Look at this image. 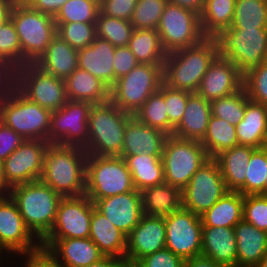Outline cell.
Masks as SVG:
<instances>
[{
    "label": "cell",
    "instance_id": "cell-30",
    "mask_svg": "<svg viewBox=\"0 0 267 267\" xmlns=\"http://www.w3.org/2000/svg\"><path fill=\"white\" fill-rule=\"evenodd\" d=\"M35 65L56 78L66 80L78 68V50L56 35Z\"/></svg>",
    "mask_w": 267,
    "mask_h": 267
},
{
    "label": "cell",
    "instance_id": "cell-26",
    "mask_svg": "<svg viewBox=\"0 0 267 267\" xmlns=\"http://www.w3.org/2000/svg\"><path fill=\"white\" fill-rule=\"evenodd\" d=\"M237 266L256 267L267 253V232L242 219L235 227Z\"/></svg>",
    "mask_w": 267,
    "mask_h": 267
},
{
    "label": "cell",
    "instance_id": "cell-36",
    "mask_svg": "<svg viewBox=\"0 0 267 267\" xmlns=\"http://www.w3.org/2000/svg\"><path fill=\"white\" fill-rule=\"evenodd\" d=\"M128 47L140 64L163 65L166 59L157 30L134 29Z\"/></svg>",
    "mask_w": 267,
    "mask_h": 267
},
{
    "label": "cell",
    "instance_id": "cell-56",
    "mask_svg": "<svg viewBox=\"0 0 267 267\" xmlns=\"http://www.w3.org/2000/svg\"><path fill=\"white\" fill-rule=\"evenodd\" d=\"M23 255L28 259L25 267H64L47 249L42 247Z\"/></svg>",
    "mask_w": 267,
    "mask_h": 267
},
{
    "label": "cell",
    "instance_id": "cell-39",
    "mask_svg": "<svg viewBox=\"0 0 267 267\" xmlns=\"http://www.w3.org/2000/svg\"><path fill=\"white\" fill-rule=\"evenodd\" d=\"M133 116L145 125L173 135L175 127L169 122L164 101V83L161 84L159 91L149 96Z\"/></svg>",
    "mask_w": 267,
    "mask_h": 267
},
{
    "label": "cell",
    "instance_id": "cell-49",
    "mask_svg": "<svg viewBox=\"0 0 267 267\" xmlns=\"http://www.w3.org/2000/svg\"><path fill=\"white\" fill-rule=\"evenodd\" d=\"M243 219L267 232V194L244 196Z\"/></svg>",
    "mask_w": 267,
    "mask_h": 267
},
{
    "label": "cell",
    "instance_id": "cell-31",
    "mask_svg": "<svg viewBox=\"0 0 267 267\" xmlns=\"http://www.w3.org/2000/svg\"><path fill=\"white\" fill-rule=\"evenodd\" d=\"M68 100L102 104L110 101V88L79 67L65 80Z\"/></svg>",
    "mask_w": 267,
    "mask_h": 267
},
{
    "label": "cell",
    "instance_id": "cell-57",
    "mask_svg": "<svg viewBox=\"0 0 267 267\" xmlns=\"http://www.w3.org/2000/svg\"><path fill=\"white\" fill-rule=\"evenodd\" d=\"M66 1L67 0H34L30 6L42 13L55 16Z\"/></svg>",
    "mask_w": 267,
    "mask_h": 267
},
{
    "label": "cell",
    "instance_id": "cell-59",
    "mask_svg": "<svg viewBox=\"0 0 267 267\" xmlns=\"http://www.w3.org/2000/svg\"><path fill=\"white\" fill-rule=\"evenodd\" d=\"M167 2L179 5L185 9L197 13L199 16L202 13L204 0H167Z\"/></svg>",
    "mask_w": 267,
    "mask_h": 267
},
{
    "label": "cell",
    "instance_id": "cell-58",
    "mask_svg": "<svg viewBox=\"0 0 267 267\" xmlns=\"http://www.w3.org/2000/svg\"><path fill=\"white\" fill-rule=\"evenodd\" d=\"M182 267H224V266L216 263L214 260L210 258L200 255L184 260Z\"/></svg>",
    "mask_w": 267,
    "mask_h": 267
},
{
    "label": "cell",
    "instance_id": "cell-45",
    "mask_svg": "<svg viewBox=\"0 0 267 267\" xmlns=\"http://www.w3.org/2000/svg\"><path fill=\"white\" fill-rule=\"evenodd\" d=\"M57 35L77 50L92 44L96 36L95 23H56Z\"/></svg>",
    "mask_w": 267,
    "mask_h": 267
},
{
    "label": "cell",
    "instance_id": "cell-48",
    "mask_svg": "<svg viewBox=\"0 0 267 267\" xmlns=\"http://www.w3.org/2000/svg\"><path fill=\"white\" fill-rule=\"evenodd\" d=\"M243 87L251 101L267 106V60L243 75Z\"/></svg>",
    "mask_w": 267,
    "mask_h": 267
},
{
    "label": "cell",
    "instance_id": "cell-42",
    "mask_svg": "<svg viewBox=\"0 0 267 267\" xmlns=\"http://www.w3.org/2000/svg\"><path fill=\"white\" fill-rule=\"evenodd\" d=\"M100 0H67L54 16L55 23H95Z\"/></svg>",
    "mask_w": 267,
    "mask_h": 267
},
{
    "label": "cell",
    "instance_id": "cell-1",
    "mask_svg": "<svg viewBox=\"0 0 267 267\" xmlns=\"http://www.w3.org/2000/svg\"><path fill=\"white\" fill-rule=\"evenodd\" d=\"M87 156L82 147L49 144L40 180L62 197L84 195Z\"/></svg>",
    "mask_w": 267,
    "mask_h": 267
},
{
    "label": "cell",
    "instance_id": "cell-16",
    "mask_svg": "<svg viewBox=\"0 0 267 267\" xmlns=\"http://www.w3.org/2000/svg\"><path fill=\"white\" fill-rule=\"evenodd\" d=\"M93 202L88 196L62 197L55 222L43 239L89 238Z\"/></svg>",
    "mask_w": 267,
    "mask_h": 267
},
{
    "label": "cell",
    "instance_id": "cell-32",
    "mask_svg": "<svg viewBox=\"0 0 267 267\" xmlns=\"http://www.w3.org/2000/svg\"><path fill=\"white\" fill-rule=\"evenodd\" d=\"M239 145L254 148L267 146V106L249 100L245 115L236 125Z\"/></svg>",
    "mask_w": 267,
    "mask_h": 267
},
{
    "label": "cell",
    "instance_id": "cell-14",
    "mask_svg": "<svg viewBox=\"0 0 267 267\" xmlns=\"http://www.w3.org/2000/svg\"><path fill=\"white\" fill-rule=\"evenodd\" d=\"M18 90L51 111L59 110L68 101L65 80L42 71L35 64H25L18 69Z\"/></svg>",
    "mask_w": 267,
    "mask_h": 267
},
{
    "label": "cell",
    "instance_id": "cell-24",
    "mask_svg": "<svg viewBox=\"0 0 267 267\" xmlns=\"http://www.w3.org/2000/svg\"><path fill=\"white\" fill-rule=\"evenodd\" d=\"M111 43L96 37L91 45L78 50V67L104 82L110 89L114 85V52Z\"/></svg>",
    "mask_w": 267,
    "mask_h": 267
},
{
    "label": "cell",
    "instance_id": "cell-29",
    "mask_svg": "<svg viewBox=\"0 0 267 267\" xmlns=\"http://www.w3.org/2000/svg\"><path fill=\"white\" fill-rule=\"evenodd\" d=\"M89 238L99 247L104 256L125 260L127 235L99 212L94 203Z\"/></svg>",
    "mask_w": 267,
    "mask_h": 267
},
{
    "label": "cell",
    "instance_id": "cell-38",
    "mask_svg": "<svg viewBox=\"0 0 267 267\" xmlns=\"http://www.w3.org/2000/svg\"><path fill=\"white\" fill-rule=\"evenodd\" d=\"M210 158L239 145L236 126L226 120L210 116L204 138L200 141Z\"/></svg>",
    "mask_w": 267,
    "mask_h": 267
},
{
    "label": "cell",
    "instance_id": "cell-63",
    "mask_svg": "<svg viewBox=\"0 0 267 267\" xmlns=\"http://www.w3.org/2000/svg\"><path fill=\"white\" fill-rule=\"evenodd\" d=\"M34 0H14L15 5H31Z\"/></svg>",
    "mask_w": 267,
    "mask_h": 267
},
{
    "label": "cell",
    "instance_id": "cell-43",
    "mask_svg": "<svg viewBox=\"0 0 267 267\" xmlns=\"http://www.w3.org/2000/svg\"><path fill=\"white\" fill-rule=\"evenodd\" d=\"M249 100L245 88L242 87L234 94L212 101V115L236 126L243 119Z\"/></svg>",
    "mask_w": 267,
    "mask_h": 267
},
{
    "label": "cell",
    "instance_id": "cell-53",
    "mask_svg": "<svg viewBox=\"0 0 267 267\" xmlns=\"http://www.w3.org/2000/svg\"><path fill=\"white\" fill-rule=\"evenodd\" d=\"M18 69L14 63L0 60V100L18 90Z\"/></svg>",
    "mask_w": 267,
    "mask_h": 267
},
{
    "label": "cell",
    "instance_id": "cell-17",
    "mask_svg": "<svg viewBox=\"0 0 267 267\" xmlns=\"http://www.w3.org/2000/svg\"><path fill=\"white\" fill-rule=\"evenodd\" d=\"M40 247L41 242L26 227L14 200L4 194L0 198V253L6 250L23 255Z\"/></svg>",
    "mask_w": 267,
    "mask_h": 267
},
{
    "label": "cell",
    "instance_id": "cell-10",
    "mask_svg": "<svg viewBox=\"0 0 267 267\" xmlns=\"http://www.w3.org/2000/svg\"><path fill=\"white\" fill-rule=\"evenodd\" d=\"M161 159L165 182L182 191L210 157L200 141L169 135Z\"/></svg>",
    "mask_w": 267,
    "mask_h": 267
},
{
    "label": "cell",
    "instance_id": "cell-61",
    "mask_svg": "<svg viewBox=\"0 0 267 267\" xmlns=\"http://www.w3.org/2000/svg\"><path fill=\"white\" fill-rule=\"evenodd\" d=\"M14 0H0V27L10 19Z\"/></svg>",
    "mask_w": 267,
    "mask_h": 267
},
{
    "label": "cell",
    "instance_id": "cell-20",
    "mask_svg": "<svg viewBox=\"0 0 267 267\" xmlns=\"http://www.w3.org/2000/svg\"><path fill=\"white\" fill-rule=\"evenodd\" d=\"M243 87V74L225 57H216L203 76L197 94L208 102L239 91Z\"/></svg>",
    "mask_w": 267,
    "mask_h": 267
},
{
    "label": "cell",
    "instance_id": "cell-8",
    "mask_svg": "<svg viewBox=\"0 0 267 267\" xmlns=\"http://www.w3.org/2000/svg\"><path fill=\"white\" fill-rule=\"evenodd\" d=\"M52 111L26 98L19 90L0 100V121L24 139L48 142Z\"/></svg>",
    "mask_w": 267,
    "mask_h": 267
},
{
    "label": "cell",
    "instance_id": "cell-7",
    "mask_svg": "<svg viewBox=\"0 0 267 267\" xmlns=\"http://www.w3.org/2000/svg\"><path fill=\"white\" fill-rule=\"evenodd\" d=\"M134 190L132 175L124 158L88 154L85 195L93 203Z\"/></svg>",
    "mask_w": 267,
    "mask_h": 267
},
{
    "label": "cell",
    "instance_id": "cell-27",
    "mask_svg": "<svg viewBox=\"0 0 267 267\" xmlns=\"http://www.w3.org/2000/svg\"><path fill=\"white\" fill-rule=\"evenodd\" d=\"M255 149L248 145H236L214 158L218 162L228 191L240 192L245 196L247 165Z\"/></svg>",
    "mask_w": 267,
    "mask_h": 267
},
{
    "label": "cell",
    "instance_id": "cell-65",
    "mask_svg": "<svg viewBox=\"0 0 267 267\" xmlns=\"http://www.w3.org/2000/svg\"><path fill=\"white\" fill-rule=\"evenodd\" d=\"M266 161H267V146H266ZM265 194H267V179H265Z\"/></svg>",
    "mask_w": 267,
    "mask_h": 267
},
{
    "label": "cell",
    "instance_id": "cell-11",
    "mask_svg": "<svg viewBox=\"0 0 267 267\" xmlns=\"http://www.w3.org/2000/svg\"><path fill=\"white\" fill-rule=\"evenodd\" d=\"M156 30L166 53L195 46L206 38L202 33L200 16L170 2H167Z\"/></svg>",
    "mask_w": 267,
    "mask_h": 267
},
{
    "label": "cell",
    "instance_id": "cell-25",
    "mask_svg": "<svg viewBox=\"0 0 267 267\" xmlns=\"http://www.w3.org/2000/svg\"><path fill=\"white\" fill-rule=\"evenodd\" d=\"M236 245L234 228L203 226L202 256L224 267H237Z\"/></svg>",
    "mask_w": 267,
    "mask_h": 267
},
{
    "label": "cell",
    "instance_id": "cell-5",
    "mask_svg": "<svg viewBox=\"0 0 267 267\" xmlns=\"http://www.w3.org/2000/svg\"><path fill=\"white\" fill-rule=\"evenodd\" d=\"M217 57L231 61L244 75L248 70L267 60V28L219 30L211 37Z\"/></svg>",
    "mask_w": 267,
    "mask_h": 267
},
{
    "label": "cell",
    "instance_id": "cell-41",
    "mask_svg": "<svg viewBox=\"0 0 267 267\" xmlns=\"http://www.w3.org/2000/svg\"><path fill=\"white\" fill-rule=\"evenodd\" d=\"M96 36L107 40L114 47L128 46L134 26L129 20L118 19L99 13L95 22Z\"/></svg>",
    "mask_w": 267,
    "mask_h": 267
},
{
    "label": "cell",
    "instance_id": "cell-35",
    "mask_svg": "<svg viewBox=\"0 0 267 267\" xmlns=\"http://www.w3.org/2000/svg\"><path fill=\"white\" fill-rule=\"evenodd\" d=\"M244 195L228 191L201 215L203 226L234 228L243 219Z\"/></svg>",
    "mask_w": 267,
    "mask_h": 267
},
{
    "label": "cell",
    "instance_id": "cell-21",
    "mask_svg": "<svg viewBox=\"0 0 267 267\" xmlns=\"http://www.w3.org/2000/svg\"><path fill=\"white\" fill-rule=\"evenodd\" d=\"M94 205L126 235L134 229L144 215L141 194L136 189L124 194L98 199Z\"/></svg>",
    "mask_w": 267,
    "mask_h": 267
},
{
    "label": "cell",
    "instance_id": "cell-22",
    "mask_svg": "<svg viewBox=\"0 0 267 267\" xmlns=\"http://www.w3.org/2000/svg\"><path fill=\"white\" fill-rule=\"evenodd\" d=\"M40 242L64 267H85L104 257L90 238L42 239Z\"/></svg>",
    "mask_w": 267,
    "mask_h": 267
},
{
    "label": "cell",
    "instance_id": "cell-33",
    "mask_svg": "<svg viewBox=\"0 0 267 267\" xmlns=\"http://www.w3.org/2000/svg\"><path fill=\"white\" fill-rule=\"evenodd\" d=\"M143 213L166 217L182 207V191L166 182L140 191Z\"/></svg>",
    "mask_w": 267,
    "mask_h": 267
},
{
    "label": "cell",
    "instance_id": "cell-13",
    "mask_svg": "<svg viewBox=\"0 0 267 267\" xmlns=\"http://www.w3.org/2000/svg\"><path fill=\"white\" fill-rule=\"evenodd\" d=\"M93 104L71 101L59 110L52 111L49 144L78 146L88 143V118Z\"/></svg>",
    "mask_w": 267,
    "mask_h": 267
},
{
    "label": "cell",
    "instance_id": "cell-52",
    "mask_svg": "<svg viewBox=\"0 0 267 267\" xmlns=\"http://www.w3.org/2000/svg\"><path fill=\"white\" fill-rule=\"evenodd\" d=\"M138 0H100V12L103 15L131 20Z\"/></svg>",
    "mask_w": 267,
    "mask_h": 267
},
{
    "label": "cell",
    "instance_id": "cell-28",
    "mask_svg": "<svg viewBox=\"0 0 267 267\" xmlns=\"http://www.w3.org/2000/svg\"><path fill=\"white\" fill-rule=\"evenodd\" d=\"M211 115V103L196 92L190 93L183 118L174 128L173 136L201 141L206 134Z\"/></svg>",
    "mask_w": 267,
    "mask_h": 267
},
{
    "label": "cell",
    "instance_id": "cell-44",
    "mask_svg": "<svg viewBox=\"0 0 267 267\" xmlns=\"http://www.w3.org/2000/svg\"><path fill=\"white\" fill-rule=\"evenodd\" d=\"M265 179H267L266 147L256 148L247 165L245 196L265 194Z\"/></svg>",
    "mask_w": 267,
    "mask_h": 267
},
{
    "label": "cell",
    "instance_id": "cell-47",
    "mask_svg": "<svg viewBox=\"0 0 267 267\" xmlns=\"http://www.w3.org/2000/svg\"><path fill=\"white\" fill-rule=\"evenodd\" d=\"M0 60L23 66L22 47L11 19L0 27Z\"/></svg>",
    "mask_w": 267,
    "mask_h": 267
},
{
    "label": "cell",
    "instance_id": "cell-3",
    "mask_svg": "<svg viewBox=\"0 0 267 267\" xmlns=\"http://www.w3.org/2000/svg\"><path fill=\"white\" fill-rule=\"evenodd\" d=\"M8 194L26 227L41 241L51 231L62 196L41 180L15 185Z\"/></svg>",
    "mask_w": 267,
    "mask_h": 267
},
{
    "label": "cell",
    "instance_id": "cell-64",
    "mask_svg": "<svg viewBox=\"0 0 267 267\" xmlns=\"http://www.w3.org/2000/svg\"><path fill=\"white\" fill-rule=\"evenodd\" d=\"M256 267H267V253L266 255L260 260Z\"/></svg>",
    "mask_w": 267,
    "mask_h": 267
},
{
    "label": "cell",
    "instance_id": "cell-66",
    "mask_svg": "<svg viewBox=\"0 0 267 267\" xmlns=\"http://www.w3.org/2000/svg\"><path fill=\"white\" fill-rule=\"evenodd\" d=\"M4 195V193L0 190V198Z\"/></svg>",
    "mask_w": 267,
    "mask_h": 267
},
{
    "label": "cell",
    "instance_id": "cell-2",
    "mask_svg": "<svg viewBox=\"0 0 267 267\" xmlns=\"http://www.w3.org/2000/svg\"><path fill=\"white\" fill-rule=\"evenodd\" d=\"M216 57L215 42L208 37L195 46L167 53L163 63V83L173 89L195 93Z\"/></svg>",
    "mask_w": 267,
    "mask_h": 267
},
{
    "label": "cell",
    "instance_id": "cell-40",
    "mask_svg": "<svg viewBox=\"0 0 267 267\" xmlns=\"http://www.w3.org/2000/svg\"><path fill=\"white\" fill-rule=\"evenodd\" d=\"M230 27L245 30L267 28V0H236Z\"/></svg>",
    "mask_w": 267,
    "mask_h": 267
},
{
    "label": "cell",
    "instance_id": "cell-12",
    "mask_svg": "<svg viewBox=\"0 0 267 267\" xmlns=\"http://www.w3.org/2000/svg\"><path fill=\"white\" fill-rule=\"evenodd\" d=\"M227 192L218 162L210 158L182 190V207L201 216Z\"/></svg>",
    "mask_w": 267,
    "mask_h": 267
},
{
    "label": "cell",
    "instance_id": "cell-54",
    "mask_svg": "<svg viewBox=\"0 0 267 267\" xmlns=\"http://www.w3.org/2000/svg\"><path fill=\"white\" fill-rule=\"evenodd\" d=\"M139 62L128 46L116 47L114 52V84L116 80L128 74Z\"/></svg>",
    "mask_w": 267,
    "mask_h": 267
},
{
    "label": "cell",
    "instance_id": "cell-50",
    "mask_svg": "<svg viewBox=\"0 0 267 267\" xmlns=\"http://www.w3.org/2000/svg\"><path fill=\"white\" fill-rule=\"evenodd\" d=\"M190 92L173 89L164 84V101L169 122L176 127L183 118Z\"/></svg>",
    "mask_w": 267,
    "mask_h": 267
},
{
    "label": "cell",
    "instance_id": "cell-6",
    "mask_svg": "<svg viewBox=\"0 0 267 267\" xmlns=\"http://www.w3.org/2000/svg\"><path fill=\"white\" fill-rule=\"evenodd\" d=\"M22 47L23 66L35 64L57 35L54 16L30 5H14L11 17Z\"/></svg>",
    "mask_w": 267,
    "mask_h": 267
},
{
    "label": "cell",
    "instance_id": "cell-9",
    "mask_svg": "<svg viewBox=\"0 0 267 267\" xmlns=\"http://www.w3.org/2000/svg\"><path fill=\"white\" fill-rule=\"evenodd\" d=\"M163 83V65L138 64L116 80L110 89V100L121 110L135 115L150 95Z\"/></svg>",
    "mask_w": 267,
    "mask_h": 267
},
{
    "label": "cell",
    "instance_id": "cell-55",
    "mask_svg": "<svg viewBox=\"0 0 267 267\" xmlns=\"http://www.w3.org/2000/svg\"><path fill=\"white\" fill-rule=\"evenodd\" d=\"M25 140L21 135L0 121V161L4 162Z\"/></svg>",
    "mask_w": 267,
    "mask_h": 267
},
{
    "label": "cell",
    "instance_id": "cell-15",
    "mask_svg": "<svg viewBox=\"0 0 267 267\" xmlns=\"http://www.w3.org/2000/svg\"><path fill=\"white\" fill-rule=\"evenodd\" d=\"M165 228V248L183 260L201 255L203 228L201 216L181 207L165 217Z\"/></svg>",
    "mask_w": 267,
    "mask_h": 267
},
{
    "label": "cell",
    "instance_id": "cell-23",
    "mask_svg": "<svg viewBox=\"0 0 267 267\" xmlns=\"http://www.w3.org/2000/svg\"><path fill=\"white\" fill-rule=\"evenodd\" d=\"M169 135L165 132L141 123L132 116L125 125L121 155H162L165 141Z\"/></svg>",
    "mask_w": 267,
    "mask_h": 267
},
{
    "label": "cell",
    "instance_id": "cell-51",
    "mask_svg": "<svg viewBox=\"0 0 267 267\" xmlns=\"http://www.w3.org/2000/svg\"><path fill=\"white\" fill-rule=\"evenodd\" d=\"M184 260L164 248L140 258L132 267H182Z\"/></svg>",
    "mask_w": 267,
    "mask_h": 267
},
{
    "label": "cell",
    "instance_id": "cell-37",
    "mask_svg": "<svg viewBox=\"0 0 267 267\" xmlns=\"http://www.w3.org/2000/svg\"><path fill=\"white\" fill-rule=\"evenodd\" d=\"M235 4L236 0H204L200 24L205 37L211 38L231 26Z\"/></svg>",
    "mask_w": 267,
    "mask_h": 267
},
{
    "label": "cell",
    "instance_id": "cell-4",
    "mask_svg": "<svg viewBox=\"0 0 267 267\" xmlns=\"http://www.w3.org/2000/svg\"><path fill=\"white\" fill-rule=\"evenodd\" d=\"M119 109L111 100L93 104L88 118L87 154L121 156L125 125L132 117Z\"/></svg>",
    "mask_w": 267,
    "mask_h": 267
},
{
    "label": "cell",
    "instance_id": "cell-46",
    "mask_svg": "<svg viewBox=\"0 0 267 267\" xmlns=\"http://www.w3.org/2000/svg\"><path fill=\"white\" fill-rule=\"evenodd\" d=\"M167 0H138L130 20L134 29L156 30Z\"/></svg>",
    "mask_w": 267,
    "mask_h": 267
},
{
    "label": "cell",
    "instance_id": "cell-34",
    "mask_svg": "<svg viewBox=\"0 0 267 267\" xmlns=\"http://www.w3.org/2000/svg\"><path fill=\"white\" fill-rule=\"evenodd\" d=\"M132 175L134 188H144L165 182L162 155H121Z\"/></svg>",
    "mask_w": 267,
    "mask_h": 267
},
{
    "label": "cell",
    "instance_id": "cell-60",
    "mask_svg": "<svg viewBox=\"0 0 267 267\" xmlns=\"http://www.w3.org/2000/svg\"><path fill=\"white\" fill-rule=\"evenodd\" d=\"M85 267H127L124 259L111 256H104L99 261Z\"/></svg>",
    "mask_w": 267,
    "mask_h": 267
},
{
    "label": "cell",
    "instance_id": "cell-19",
    "mask_svg": "<svg viewBox=\"0 0 267 267\" xmlns=\"http://www.w3.org/2000/svg\"><path fill=\"white\" fill-rule=\"evenodd\" d=\"M165 217L143 215L127 235L125 263L132 267L140 258L165 248Z\"/></svg>",
    "mask_w": 267,
    "mask_h": 267
},
{
    "label": "cell",
    "instance_id": "cell-18",
    "mask_svg": "<svg viewBox=\"0 0 267 267\" xmlns=\"http://www.w3.org/2000/svg\"><path fill=\"white\" fill-rule=\"evenodd\" d=\"M48 145L47 141L26 139L3 162L6 183L13 187L40 180Z\"/></svg>",
    "mask_w": 267,
    "mask_h": 267
},
{
    "label": "cell",
    "instance_id": "cell-62",
    "mask_svg": "<svg viewBox=\"0 0 267 267\" xmlns=\"http://www.w3.org/2000/svg\"><path fill=\"white\" fill-rule=\"evenodd\" d=\"M10 186L6 183L5 177H4V169H3V162L0 161V190L4 194H8L10 191Z\"/></svg>",
    "mask_w": 267,
    "mask_h": 267
}]
</instances>
